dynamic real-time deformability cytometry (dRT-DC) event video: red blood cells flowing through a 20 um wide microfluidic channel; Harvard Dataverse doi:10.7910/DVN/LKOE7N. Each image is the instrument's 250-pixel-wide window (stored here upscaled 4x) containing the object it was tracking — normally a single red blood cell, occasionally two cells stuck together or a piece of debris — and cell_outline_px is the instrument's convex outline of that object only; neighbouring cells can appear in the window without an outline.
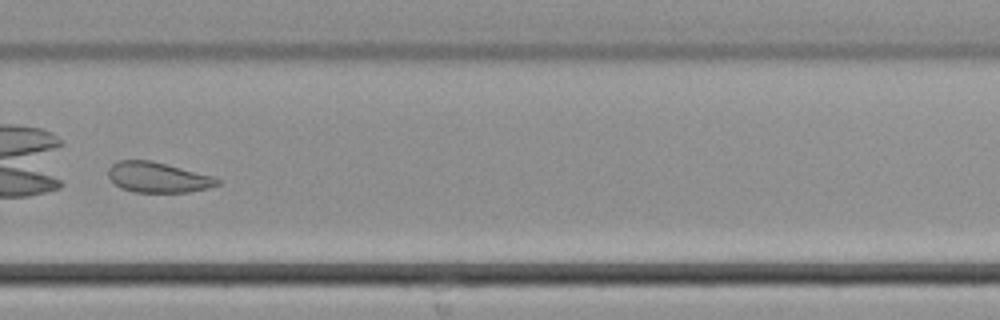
{"species": "common noctule bat (a hibernating species)", "species_latin": "Nyctalus noctula", "temperature_condition": "cold", "stored_images_in_passage": 38, "camera_frame_rate_fps": 3000, "um_per_image_px": 0.085, "animal": {"sex": "male", "body_mass_g": 21.5, "forearm_length_mm": 52.0}, "frame": {"image": 1, "passage_image": 27, "time_ms": 8.667, "image_size_px": [1000, 320], "cell_outline_px": [[220, 184], [208, 188], [188, 192], [136, 192], [120, 188], [108, 176], [108, 168], [116, 160], [152, 160], [212, 176], [220, 180]], "centroid_in_image_um": [13.4, 15.07], "position_along_channel_um": 316.4, "area_um2": 19.25}}